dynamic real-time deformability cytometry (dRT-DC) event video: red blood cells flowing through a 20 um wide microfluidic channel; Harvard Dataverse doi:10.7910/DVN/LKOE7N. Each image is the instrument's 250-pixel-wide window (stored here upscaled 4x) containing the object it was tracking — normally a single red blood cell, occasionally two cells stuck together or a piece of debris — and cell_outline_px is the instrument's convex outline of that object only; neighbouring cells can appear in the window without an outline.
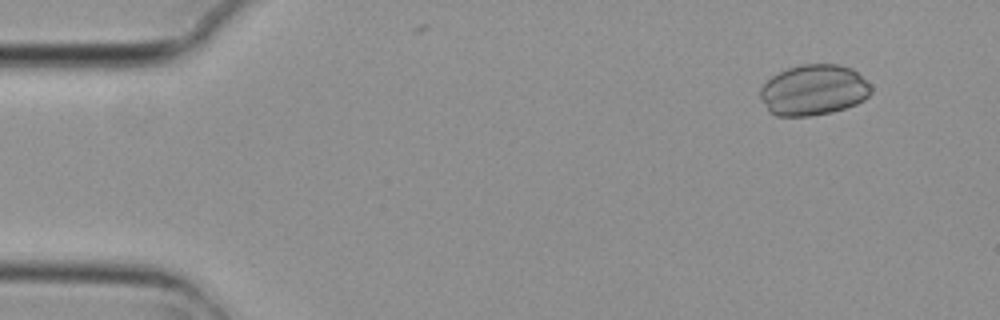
{"species": "common noctule bat (a hibernating species)", "species_latin": "Nyctalus noctula", "temperature_condition": "cold", "stored_images_in_passage": 3, "camera_frame_rate_fps": 3000, "um_per_image_px": 0.085, "animal": {"sex": "female", "body_mass_g": 29.2, "forearm_length_mm": 56.3}, "frame": {"image": 1, "passage_image": 1, "time_ms": 0.0, "image_size_px": [1000, 320], "cell_outline_px": [[872, 92], [864, 100], [856, 104], [832, 112], [808, 116], [776, 116], [768, 112], [760, 96], [760, 88], [772, 76], [788, 68], [800, 64], [840, 64], [852, 68], [872, 88]], "centroid_in_image_um": [69.14, 7.66], "position_along_channel_um": 15.9, "area_um2": 32.71}}